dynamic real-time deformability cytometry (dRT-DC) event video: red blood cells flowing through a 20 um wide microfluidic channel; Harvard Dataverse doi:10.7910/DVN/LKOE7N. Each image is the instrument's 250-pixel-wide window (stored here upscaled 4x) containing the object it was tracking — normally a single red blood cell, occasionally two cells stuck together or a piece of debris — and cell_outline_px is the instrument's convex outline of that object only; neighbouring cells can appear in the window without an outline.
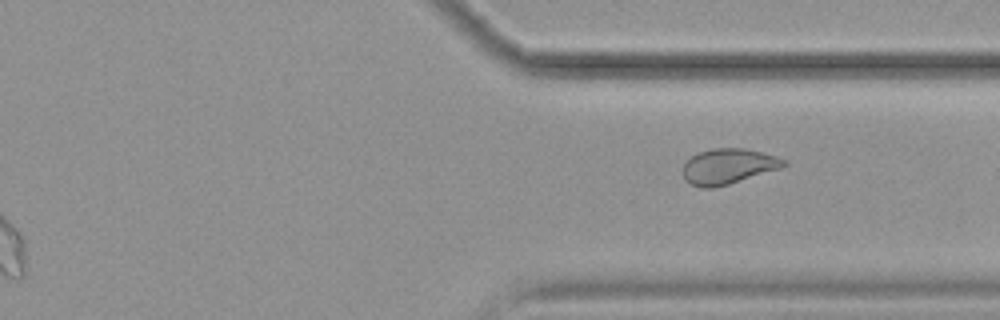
{"species": "common noctule bat (a hibernating species)", "species_latin": "Nyctalus noctula", "temperature_condition": "cold", "stored_images_in_passage": 13, "segment_of_instrument_passage": [2, 2], "camera_frame_rate_fps": 3000, "um_per_image_px": 0.085, "animal": {"sex": "female", "body_mass_g": 19.9}, "frame": {"image": 1, "passage_image": 13, "time_ms": 15.667, "image_size_px": [1000, 320], "cell_outline_px": [[788, 164], [780, 168], [728, 184], [712, 188], [700, 188], [684, 180], [684, 164], [696, 152], [712, 148], [744, 148], [776, 156], [788, 160]], "centroid_in_image_um": [61.89, 14.13], "position_along_channel_um": 349.5, "area_um2": 20.69}}